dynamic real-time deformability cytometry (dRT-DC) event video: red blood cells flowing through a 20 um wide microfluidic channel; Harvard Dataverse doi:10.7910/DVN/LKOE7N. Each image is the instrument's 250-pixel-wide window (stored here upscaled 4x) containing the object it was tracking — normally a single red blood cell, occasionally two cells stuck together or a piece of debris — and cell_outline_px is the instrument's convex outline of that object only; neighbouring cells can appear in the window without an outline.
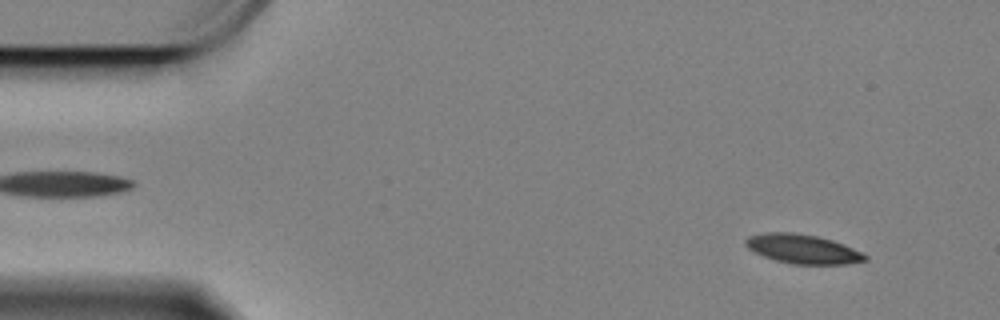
{"species": "Egyptian fruit bat (a non-hibernating species)", "species_latin": "Rousettus aegyptiacus", "temperature_condition": "cold", "stored_images_in_passage": 59, "segment_of_instrument_passage": [1, 2], "camera_frame_rate_fps": 3000, "um_per_image_px": 0.085, "animal": {"sex": "female"}, "frame": {"image": 1, "passage_image": 4, "time_ms": 1.0, "image_size_px": [1000, 320], "cell_outline_px": [[868, 260], [848, 264], [792, 264], [776, 260], [752, 252], [744, 244], [744, 240], [748, 236], [768, 232], [792, 232], [816, 236], [832, 240], [852, 248], [868, 256]], "centroid_in_image_um": [68.2, 21.16], "position_along_channel_um": 16.8, "area_um2": 20.29}}
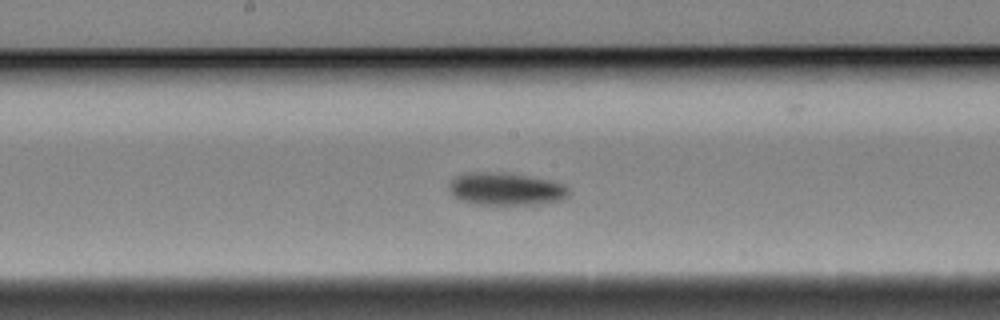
{"frame": {"image": 2, "passage_image": 29, "time_ms": 9.333, "image_size_px": [1000, 320], "cell_outline_px": [[568, 196], [560, 200], [544, 204], [472, 204], [460, 200], [452, 196], [448, 188], [448, 184], [456, 176], [468, 172], [504, 172], [552, 180], [564, 184], [568, 188]], "centroid_in_image_um": [42.97, 16.06], "position_along_channel_um": 205.2, "area_um2": 23.0}}
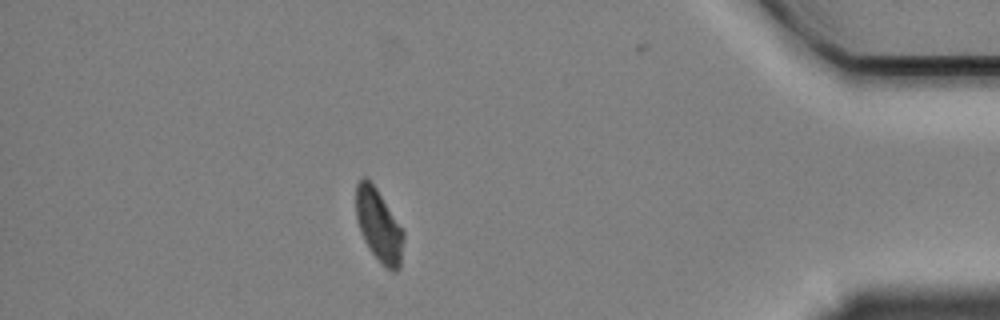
{"frame": {"image": 3, "passage_image": 51, "time_ms": 16.667, "image_size_px": [1000, 320], "cell_outline_px": [[404, 240], [400, 268], [396, 272], [392, 272], [380, 264], [368, 248], [360, 232], [356, 216], [356, 184], [364, 176], [376, 188], [404, 232]], "centroid_in_image_um": [32.2, 19.24], "position_along_channel_um": 403.0, "area_um2": 20.11}}